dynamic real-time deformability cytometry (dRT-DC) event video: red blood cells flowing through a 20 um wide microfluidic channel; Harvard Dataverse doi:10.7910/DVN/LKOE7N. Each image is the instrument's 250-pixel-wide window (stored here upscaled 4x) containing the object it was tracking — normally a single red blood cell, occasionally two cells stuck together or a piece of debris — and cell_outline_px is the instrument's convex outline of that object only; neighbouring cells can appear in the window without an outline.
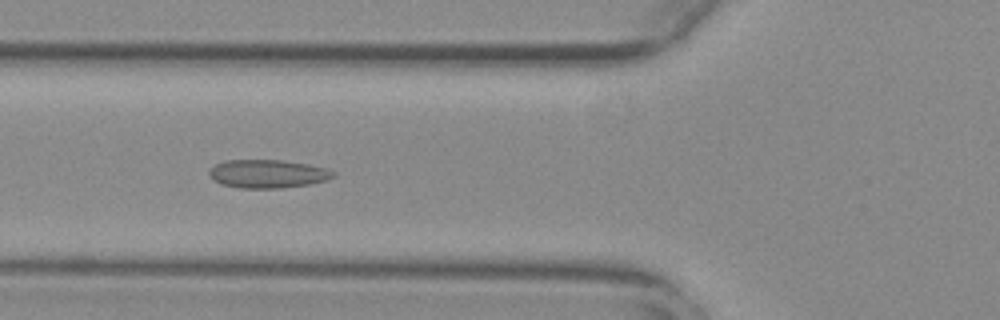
{"species": "common noctule bat (a hibernating species)", "species_latin": "Nyctalus noctula", "temperature_condition": "warm", "stored_images_in_passage": 38, "camera_frame_rate_fps": 3000, "um_per_image_px": 0.085, "animal": {"sex": "female", "body_mass_g": 29.2, "forearm_length_mm": 56.3}, "frame": {"image": 1, "passage_image": 9, "time_ms": 2.667, "image_size_px": [1000, 320], "cell_outline_px": [[336, 176], [328, 180], [308, 184], [280, 188], [240, 188], [220, 184], [212, 180], [208, 172], [216, 164], [224, 160], [280, 160], [308, 164], [324, 168], [336, 172]], "centroid_in_image_um": [22.74, 14.78], "position_along_channel_um": 103.1, "area_um2": 20.52}}
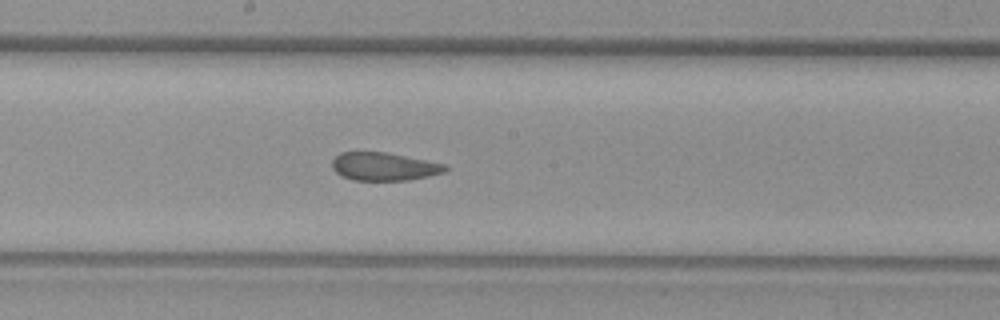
{"frame": {"image": 2, "passage_image": 18, "time_ms": 5.667, "image_size_px": [1000, 320], "cell_outline_px": [[448, 168], [444, 172], [428, 176], [408, 180], [352, 180], [340, 176], [332, 168], [332, 160], [340, 152], [388, 152], [448, 164]], "centroid_in_image_um": [32.65, 14.15], "position_along_channel_um": 215.6, "area_um2": 18.73}}
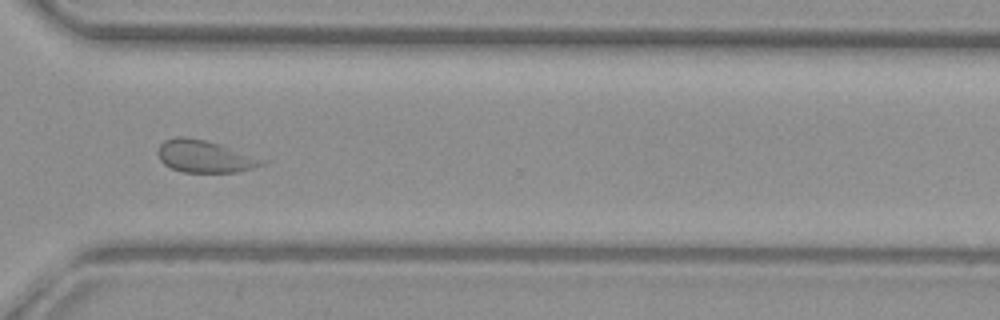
{"frame": {"image": 3, "passage_image": 29, "time_ms": 9.333, "image_size_px": [1000, 320], "cell_outline_px": [[272, 160], [268, 164], [236, 172], [184, 172], [172, 168], [164, 164], [160, 160], [156, 152], [160, 144], [164, 140], [176, 136], [188, 136], [220, 144]], "centroid_in_image_um": [17.47, 13.28], "position_along_channel_um": 353.1, "area_um2": 20.06}, "authors_computed_cell_mechanics": {"area_um2": 20.2011, "velocity_mm_per_s": 3.7535, "shape_relaxation_time_tau1_ms": null, "shape_relaxation_time_tau2_ms": 1.915, "deformation_change_tau1": null, "deformation_change_tau2": 0.0721}}